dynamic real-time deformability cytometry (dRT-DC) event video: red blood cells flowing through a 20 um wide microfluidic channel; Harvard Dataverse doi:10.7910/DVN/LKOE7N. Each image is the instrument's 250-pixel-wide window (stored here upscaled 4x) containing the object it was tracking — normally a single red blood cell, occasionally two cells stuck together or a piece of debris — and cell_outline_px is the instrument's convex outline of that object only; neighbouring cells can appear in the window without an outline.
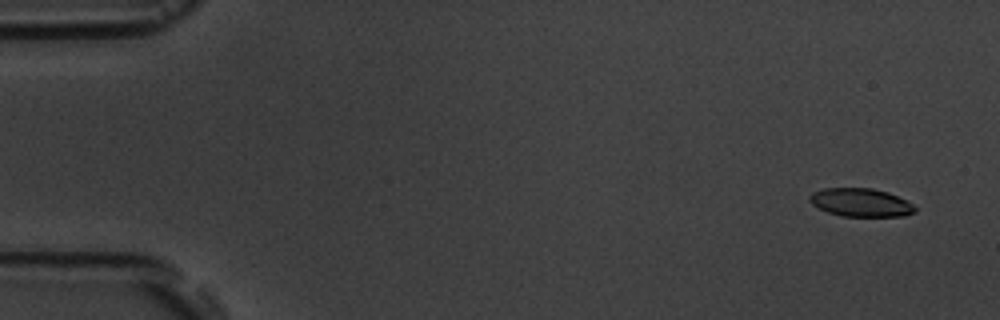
{"species": "common noctule bat (a hibernating species)", "species_latin": "Nyctalus noctula", "temperature_condition": "room temperature", "stored_images_in_passage": 5, "camera_frame_rate_fps": 3000, "um_per_image_px": 0.085, "animal": {"sex": "male", "body_mass_g": 19.5, "forearm_length_mm": 54.6}, "frame": {"image": 1, "passage_image": 1, "time_ms": 0.0, "image_size_px": [1000, 320], "cell_outline_px": [[916, 212], [904, 216], [840, 216], [828, 212], [812, 204], [808, 200], [808, 196], [812, 192], [824, 188], [872, 188], [888, 192], [912, 204], [916, 208]], "centroid_in_image_um": [73.14, 17.21], "position_along_channel_um": 11.9, "area_um2": 17.34}}